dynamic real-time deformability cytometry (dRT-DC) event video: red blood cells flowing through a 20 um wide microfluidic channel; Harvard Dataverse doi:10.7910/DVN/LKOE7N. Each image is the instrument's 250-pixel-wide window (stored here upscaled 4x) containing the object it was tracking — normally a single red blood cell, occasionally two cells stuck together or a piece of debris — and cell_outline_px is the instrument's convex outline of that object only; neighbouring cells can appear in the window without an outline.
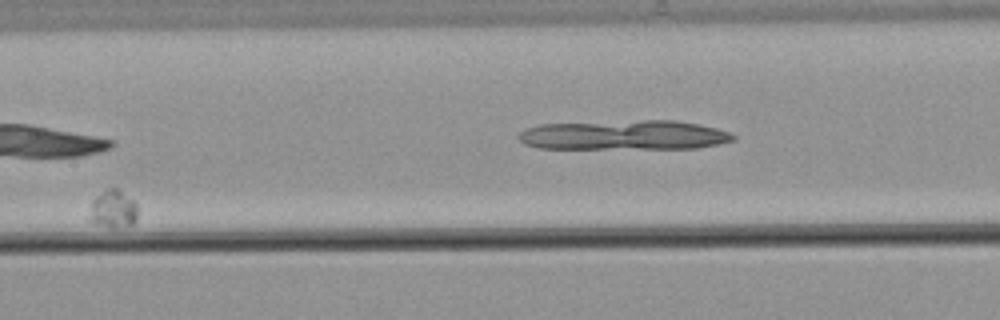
{"species": "common noctule bat (a hibernating species)", "species_latin": "Nyctalus noctula", "temperature_condition": "warm", "stored_images_in_passage": 36, "camera_frame_rate_fps": 3000, "um_per_image_px": 0.085, "animal": {"sex": "male", "body_mass_g": 21.5, "forearm_length_mm": 52.0}, "frame": {"image": 1, "passage_image": 12, "time_ms": 3.667, "image_size_px": [1000, 320], "cell_outline_px": [[136, 220], [132, 224], [120, 228], [108, 228], [96, 224], [88, 220], [88, 216], [92, 200], [96, 196], [108, 188], [116, 188], [136, 200]], "centroid_in_image_um": [9.6, 17.79], "position_along_channel_um": 197.8, "area_um2": 10.92}}
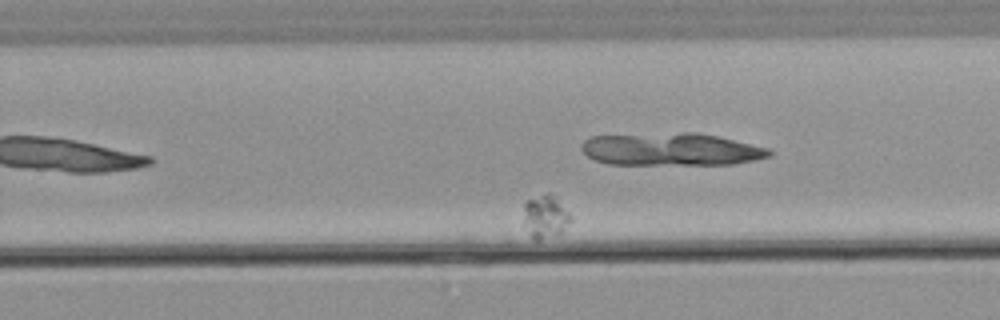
{"frame": {"image": 2, "passage_image": 22, "time_ms": 7.0, "image_size_px": [1000, 320], "cell_outline_px": [[572, 220], [560, 232], [540, 240], [532, 240], [524, 220], [524, 204], [528, 200], [544, 192], [548, 192], [556, 196], [572, 216]], "centroid_in_image_um": [46.36, 18.37], "position_along_channel_um": 283.4, "area_um2": 11.79}}